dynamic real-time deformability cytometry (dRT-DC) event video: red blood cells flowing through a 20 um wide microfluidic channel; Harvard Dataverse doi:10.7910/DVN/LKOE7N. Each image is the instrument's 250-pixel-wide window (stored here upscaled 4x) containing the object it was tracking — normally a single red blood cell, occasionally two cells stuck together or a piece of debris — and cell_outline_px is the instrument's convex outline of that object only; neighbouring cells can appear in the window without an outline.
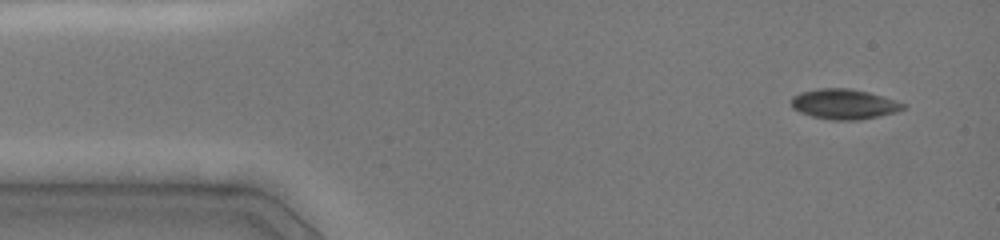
{"species": "common noctule bat (a hibernating species)", "species_latin": "Nyctalus noctula", "temperature_condition": "cold", "stored_images_in_passage": 8, "camera_frame_rate_fps": 3000, "um_per_image_px": 0.085, "animal": {"sex": "female", "body_mass_g": 19.0, "forearm_length_mm": 51.5}, "frame": {"image": 1, "passage_image": 1, "time_ms": 0.0, "image_size_px": [1000, 240], "cell_outline_px": [[908, 104], [904, 108], [896, 112], [860, 120], [832, 120], [812, 116], [800, 112], [792, 108], [788, 100], [792, 96], [800, 92], [816, 88], [848, 88], [868, 92]], "centroid_in_image_um": [71.7, 8.84], "position_along_channel_um": 13.3, "area_um2": 19.83}}
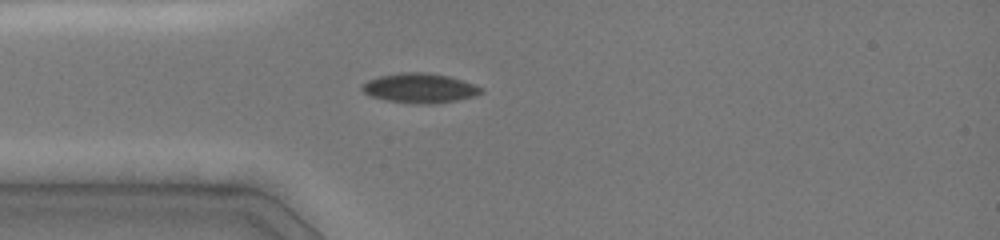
{"frame": {"image": 2, "passage_image": 8, "time_ms": 3.0, "image_size_px": [1000, 240], "cell_outline_px": [[484, 92], [476, 96], [456, 100], [432, 104], [420, 104], [384, 100], [372, 96], [364, 92], [360, 88], [360, 84], [368, 80], [380, 76], [400, 72], [428, 72], [448, 76], [484, 88]], "centroid_in_image_um": [35.67, 7.49], "position_along_channel_um": 49.3, "area_um2": 20.58}}